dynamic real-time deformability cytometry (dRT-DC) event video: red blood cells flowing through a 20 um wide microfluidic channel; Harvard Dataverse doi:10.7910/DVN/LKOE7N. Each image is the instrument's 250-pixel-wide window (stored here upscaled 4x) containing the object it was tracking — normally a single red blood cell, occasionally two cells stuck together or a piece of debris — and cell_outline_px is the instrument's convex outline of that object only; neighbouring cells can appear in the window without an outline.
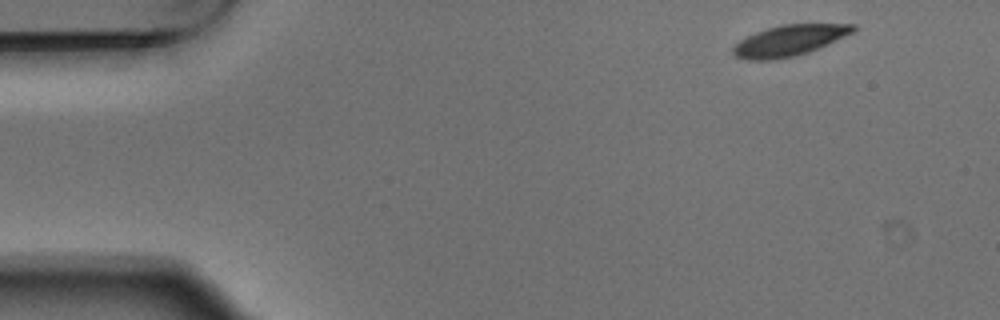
{"species": "Egyptian fruit bat (a non-hibernating species)", "species_latin": "Rousettus aegyptiacus", "temperature_condition": "warm", "stored_images_in_passage": 3, "camera_frame_rate_fps": 3000, "um_per_image_px": 0.085, "animal": {"sex": "male"}, "frame": {"image": 1, "passage_image": 1, "time_ms": 0.0, "image_size_px": [1000, 320], "cell_outline_px": [[856, 28], [852, 32], [808, 52], [796, 56], [772, 60], [748, 60], [736, 56], [732, 52], [732, 48], [740, 40], [756, 32], [780, 24], [856, 24]], "centroid_in_image_um": [67.05, 3.44], "position_along_channel_um": 18.0, "area_um2": 21.21}}
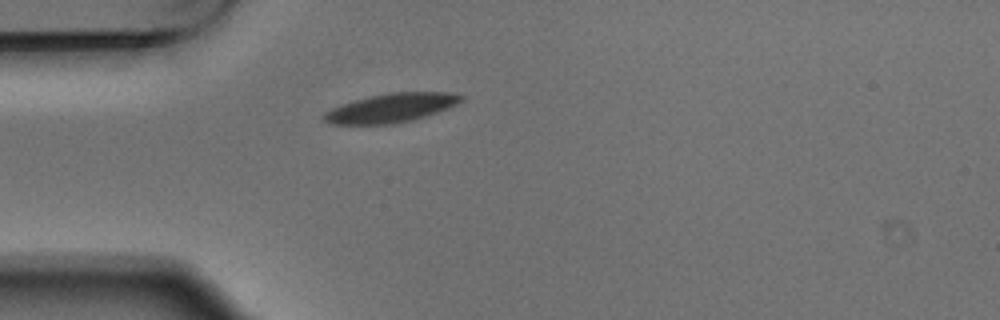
{"frame": {"image": 2, "passage_image": 3, "time_ms": 0.667, "image_size_px": [1000, 320], "cell_outline_px": [[464, 100], [448, 108], [412, 120], [396, 124], [328, 124], [324, 120], [324, 112], [340, 104], [368, 96], [388, 92], [452, 92], [464, 96]], "centroid_in_image_um": [33.24, 9.16], "position_along_channel_um": 51.8, "area_um2": 23.24}}